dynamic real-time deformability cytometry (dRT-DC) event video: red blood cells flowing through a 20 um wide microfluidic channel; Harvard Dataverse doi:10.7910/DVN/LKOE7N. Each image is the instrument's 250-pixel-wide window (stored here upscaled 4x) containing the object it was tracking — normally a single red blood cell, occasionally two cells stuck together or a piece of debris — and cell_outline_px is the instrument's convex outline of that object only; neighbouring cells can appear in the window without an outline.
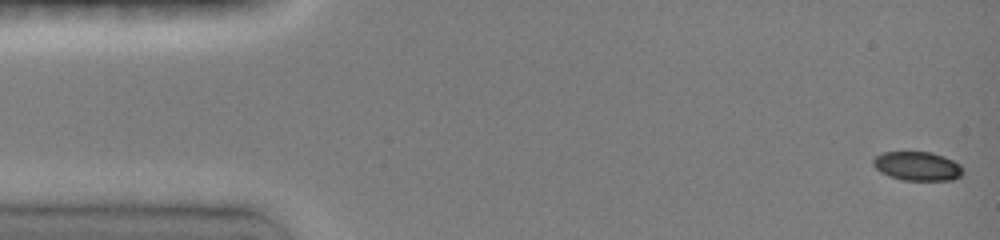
{"species": "common noctule bat (a hibernating species)", "species_latin": "Nyctalus noctula", "temperature_condition": "room temperature", "stored_images_in_passage": 5, "camera_frame_rate_fps": 3000, "um_per_image_px": 0.085, "animal": {"sex": "female", "body_mass_g": 19.0, "forearm_length_mm": 51.5}, "frame": {"image": 1, "passage_image": 1, "time_ms": 0.0, "image_size_px": [1000, 240], "cell_outline_px": [[964, 172], [960, 176], [952, 180], [904, 180], [888, 176], [880, 172], [872, 164], [872, 160], [876, 156], [884, 152], [928, 152], [944, 156], [960, 164], [964, 168]], "centroid_in_image_um": [77.98, 14.12], "position_along_channel_um": 7.0, "area_um2": 15.2}}
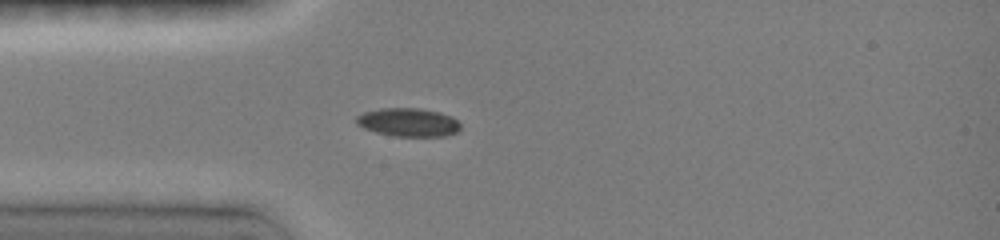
{"frame": {"image": 2, "passage_image": 5, "time_ms": 4.0, "image_size_px": [1000, 240], "cell_outline_px": [[460, 128], [456, 132], [444, 136], [396, 136], [376, 132], [364, 128], [356, 124], [356, 116], [364, 112], [380, 108], [420, 108], [440, 112], [452, 116], [460, 124]], "centroid_in_image_um": [34.7, 10.38], "position_along_channel_um": 50.3, "area_um2": 17.22}}